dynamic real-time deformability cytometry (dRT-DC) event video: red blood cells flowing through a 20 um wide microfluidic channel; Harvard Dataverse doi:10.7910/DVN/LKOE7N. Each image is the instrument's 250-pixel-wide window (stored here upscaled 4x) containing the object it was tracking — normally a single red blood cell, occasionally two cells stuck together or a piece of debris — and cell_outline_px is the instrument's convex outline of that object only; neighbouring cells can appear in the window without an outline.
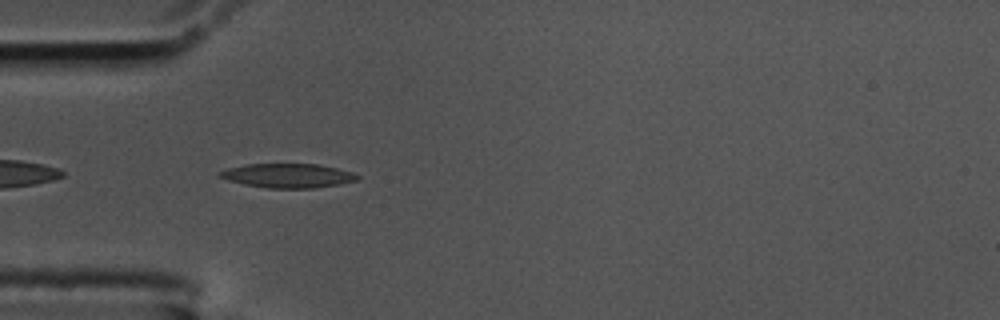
{"species": "common noctule bat (a hibernating species)", "species_latin": "Nyctalus noctula", "temperature_condition": "cold", "stored_images_in_passage": 43, "camera_frame_rate_fps": 3000, "um_per_image_px": 0.085, "animal": {"sex": "male", "body_mass_g": 17.5, "forearm_length_mm": 52.3}, "frame": {"image": 1, "passage_image": 3, "time_ms": 0.667, "image_size_px": [1000, 320], "cell_outline_px": [[360, 176], [356, 180], [336, 184], [312, 188], [268, 188], [244, 184], [228, 180], [216, 176], [216, 172], [228, 168], [244, 164], [316, 164], [336, 168], [352, 172]], "centroid_in_image_um": [24.38, 14.92], "position_along_channel_um": 60.6, "area_um2": 19.25}}
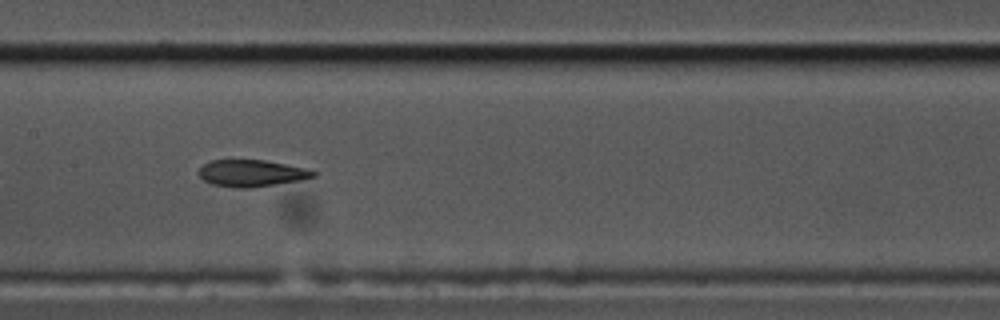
{"frame": {"image": 2, "passage_image": 14, "time_ms": 4.333, "image_size_px": [1000, 320], "cell_outline_px": [[316, 176], [300, 180], [248, 188], [240, 188], [212, 184], [204, 180], [196, 172], [204, 164], [212, 160], [264, 160], [308, 168], [316, 172]], "centroid_in_image_um": [21.38, 14.71], "position_along_channel_um": 186.0, "area_um2": 17.74}}
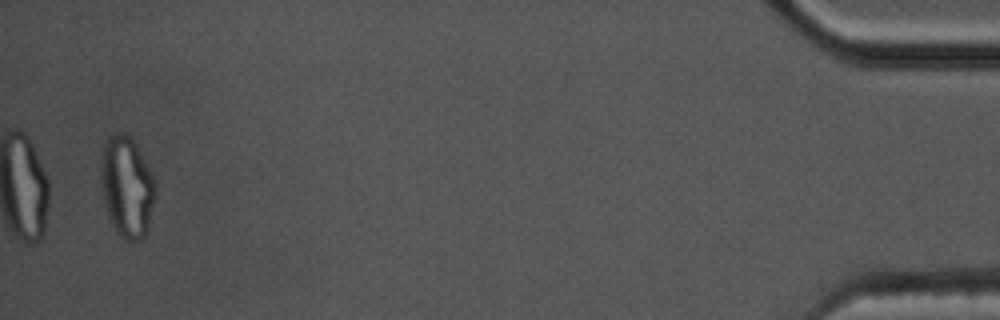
{"frame": {"image": 3, "passage_image": 42, "time_ms": 13.667, "image_size_px": [1000, 320], "cell_outline_px": [[156, 196], [148, 228], [144, 236], [140, 240], [128, 240], [120, 236], [116, 232], [112, 224], [104, 200], [104, 144], [108, 136], [116, 132], [124, 132], [136, 144], [156, 180]], "centroid_in_image_um": [10.87, 15.9], "position_along_channel_um": 424.3, "area_um2": 31.21}, "authors_computed_cell_mechanics": {"area_um2": 19.2474, "velocity_mm_per_s": 3.4746, "shape_relaxation_time_tau1_ms": null, "shape_relaxation_time_tau2_ms": 2.3821, "deformation_change_tau1": null, "deformation_change_tau2": 0.0778}}